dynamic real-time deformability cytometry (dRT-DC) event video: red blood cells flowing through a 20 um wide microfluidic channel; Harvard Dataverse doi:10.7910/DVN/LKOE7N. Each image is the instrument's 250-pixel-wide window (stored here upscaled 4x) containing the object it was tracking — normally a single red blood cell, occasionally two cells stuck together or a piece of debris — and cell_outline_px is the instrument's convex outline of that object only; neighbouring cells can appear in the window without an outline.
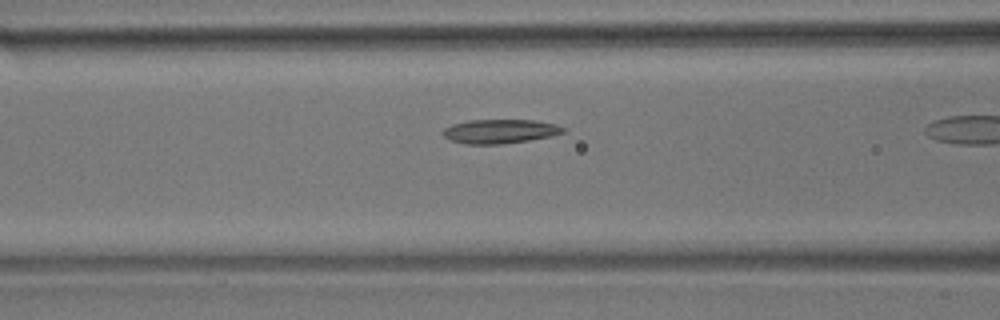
{"species": "common noctule bat (a hibernating species)", "species_latin": "Nyctalus noctula", "temperature_condition": "room temperature", "stored_images_in_passage": 40, "camera_frame_rate_fps": 3000, "um_per_image_px": 0.085, "animal": {"sex": "male", "body_mass_g": 17.9}, "frame": {"image": 1, "passage_image": 19, "time_ms": 6.0, "image_size_px": [1000, 320], "cell_outline_px": [[564, 132], [552, 136], [528, 140], [500, 144], [468, 144], [448, 140], [440, 132], [444, 128], [452, 124], [468, 120], [536, 120], [556, 124], [564, 128]], "centroid_in_image_um": [42.45, 11.16], "position_along_channel_um": 124.1, "area_um2": 16.94}}
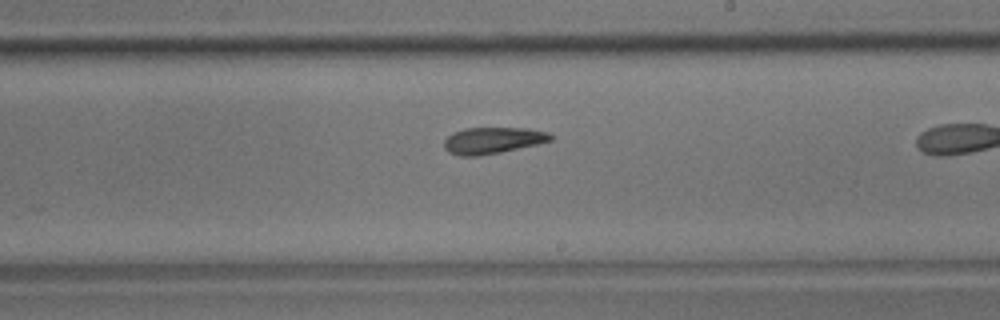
{"frame": {"image": 2, "passage_image": 29, "time_ms": 9.333, "image_size_px": [1000, 320], "cell_outline_px": [[552, 140], [536, 144], [500, 152], [476, 156], [460, 156], [448, 152], [444, 148], [444, 140], [452, 132], [464, 128], [528, 128], [548, 132], [552, 136]], "centroid_in_image_um": [41.84, 11.93], "position_along_channel_um": 247.2, "area_um2": 16.36}}
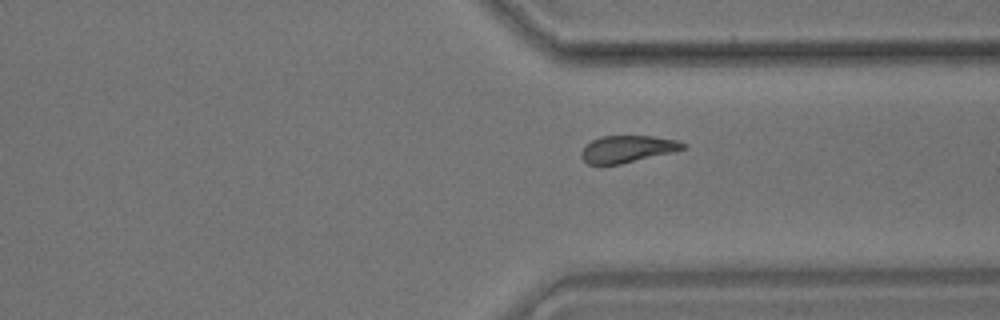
{"frame": {"image": 3, "passage_image": 38, "time_ms": 12.333, "image_size_px": [1000, 320], "cell_outline_px": [[688, 148], [672, 152], [620, 164], [588, 164], [580, 156], [580, 152], [584, 144], [600, 136], [652, 136], [676, 140], [688, 144]], "centroid_in_image_um": [53.32, 12.65], "position_along_channel_um": 358.1, "area_um2": 16.07}}